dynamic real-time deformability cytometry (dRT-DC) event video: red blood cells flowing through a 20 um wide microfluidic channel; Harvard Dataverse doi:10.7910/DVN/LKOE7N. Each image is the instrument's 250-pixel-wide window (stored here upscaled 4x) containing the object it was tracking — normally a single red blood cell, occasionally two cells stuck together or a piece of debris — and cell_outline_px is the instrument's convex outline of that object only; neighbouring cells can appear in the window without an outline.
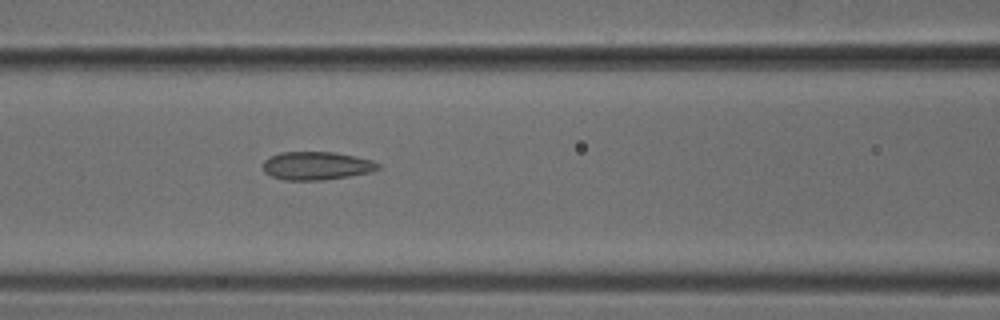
{"species": "common noctule bat (a hibernating species)", "species_latin": "Nyctalus noctula", "temperature_condition": "cold", "stored_images_in_passage": 44, "camera_frame_rate_fps": 3000, "um_per_image_px": 0.085, "animal": {"sex": "male", "body_mass_g": 18.8}, "frame": {"image": 1, "passage_image": 15, "time_ms": 4.667, "image_size_px": [1000, 320], "cell_outline_px": [[380, 168], [372, 172], [348, 176], [320, 180], [284, 180], [272, 176], [264, 172], [264, 160], [280, 152], [336, 152], [372, 160], [380, 164]], "centroid_in_image_um": [26.92, 14.09], "position_along_channel_um": 139.7, "area_um2": 18.84}}
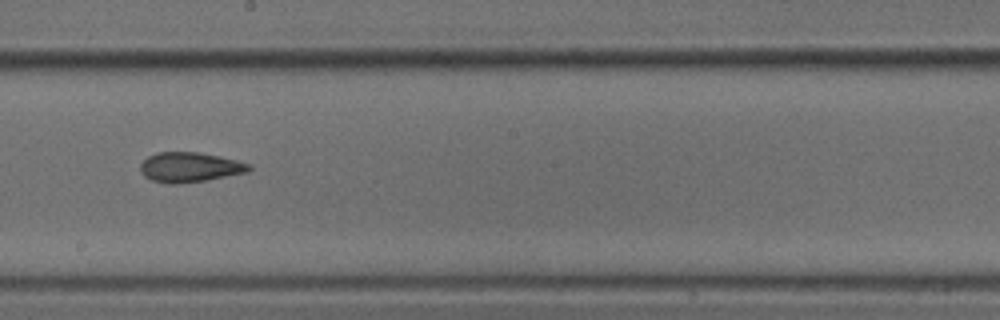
{"frame": {"image": 2, "passage_image": 22, "time_ms": 7.0, "image_size_px": [1000, 320], "cell_outline_px": [[252, 168], [248, 172], [208, 180], [180, 184], [168, 184], [152, 180], [144, 176], [140, 172], [140, 164], [148, 156], [156, 152], [200, 152], [220, 156], [252, 164]], "centroid_in_image_um": [16.14, 14.22], "position_along_channel_um": 232.1, "area_um2": 19.19}}
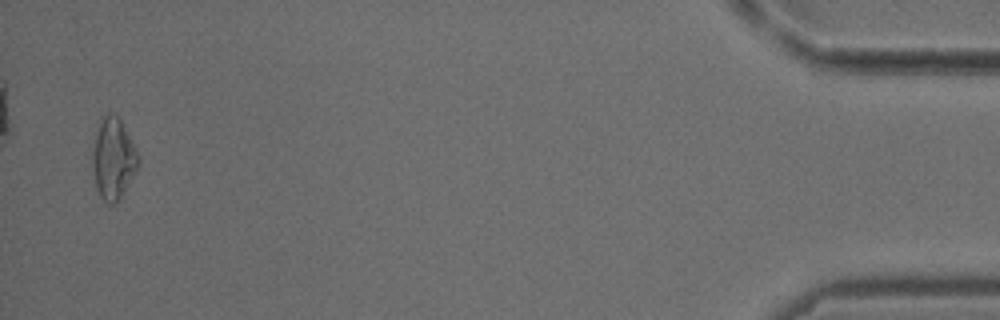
{"frame": {"image": 3, "passage_image": 43, "time_ms": 14.0, "image_size_px": [1000, 320], "cell_outline_px": [[140, 164], [120, 196], [112, 204], [108, 204], [100, 196], [96, 188], [92, 168], [92, 152], [96, 124], [100, 116], [108, 112], [112, 112], [120, 120], [136, 148], [140, 160]], "centroid_in_image_um": [9.59, 13.41], "position_along_channel_um": 425.6, "area_um2": 21.79}}